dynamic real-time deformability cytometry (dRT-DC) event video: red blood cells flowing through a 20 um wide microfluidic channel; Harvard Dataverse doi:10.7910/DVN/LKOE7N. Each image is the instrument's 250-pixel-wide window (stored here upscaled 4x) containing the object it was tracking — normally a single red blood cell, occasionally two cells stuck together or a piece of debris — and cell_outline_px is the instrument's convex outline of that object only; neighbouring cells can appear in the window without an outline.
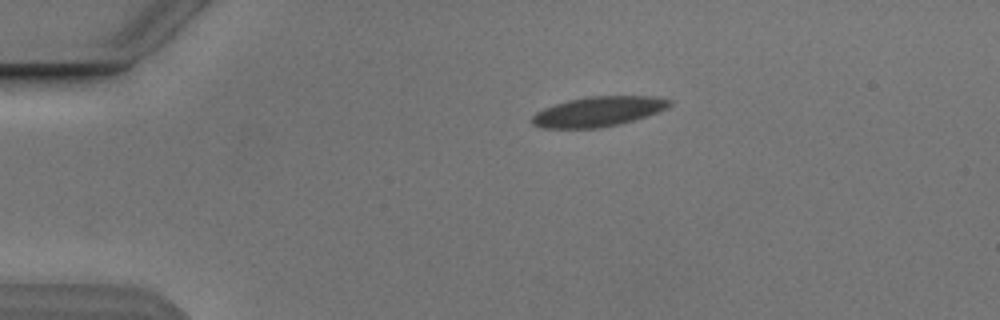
{"species": "Egyptian fruit bat (a non-hibernating species)", "species_latin": "Rousettus aegyptiacus", "temperature_condition": "cold", "stored_images_in_passage": 4, "camera_frame_rate_fps": 3000, "um_per_image_px": 0.085, "animal": {"sex": "male"}, "frame": {"image": 1, "passage_image": 4, "time_ms": 3.333, "image_size_px": [1000, 320], "cell_outline_px": [[672, 104], [668, 108], [648, 116], [620, 124], [600, 128], [540, 128], [532, 124], [532, 116], [536, 112], [544, 108], [568, 100], [588, 96], [652, 96], [672, 100]], "centroid_in_image_um": [50.87, 9.48], "position_along_channel_um": 34.1, "area_um2": 24.1}}